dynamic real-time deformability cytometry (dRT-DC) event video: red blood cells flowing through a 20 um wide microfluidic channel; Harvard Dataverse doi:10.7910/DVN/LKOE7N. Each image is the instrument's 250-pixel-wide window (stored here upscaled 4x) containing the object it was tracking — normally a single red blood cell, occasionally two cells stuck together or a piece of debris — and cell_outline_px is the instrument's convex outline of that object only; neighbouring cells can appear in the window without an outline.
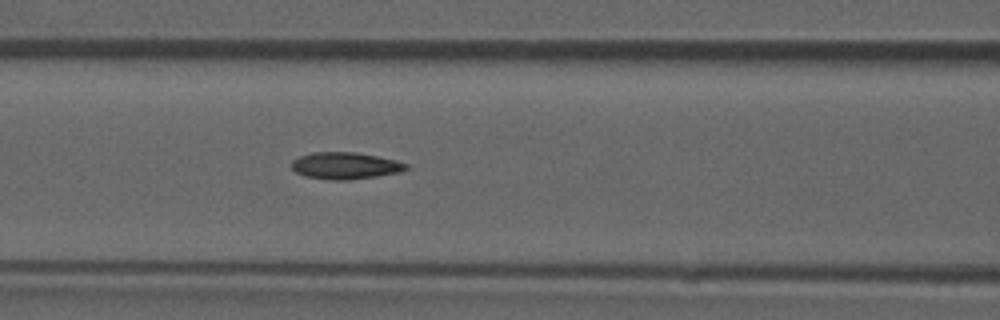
{"species": "common noctule bat (a hibernating species)", "species_latin": "Nyctalus noctula", "temperature_condition": "room temperature", "stored_images_in_passage": 39, "camera_frame_rate_fps": 3000, "um_per_image_px": 0.085, "animal": {"sex": "male", "forearm_length_mm": 52.5}, "frame": {"image": 1, "passage_image": 12, "time_ms": 3.667, "image_size_px": [1000, 320], "cell_outline_px": [[408, 168], [400, 172], [376, 176], [348, 180], [332, 180], [304, 176], [296, 172], [292, 168], [292, 160], [300, 156], [312, 152], [356, 152], [396, 160], [408, 164]], "centroid_in_image_um": [29.34, 14.08], "position_along_channel_um": 137.3, "area_um2": 17.86}}
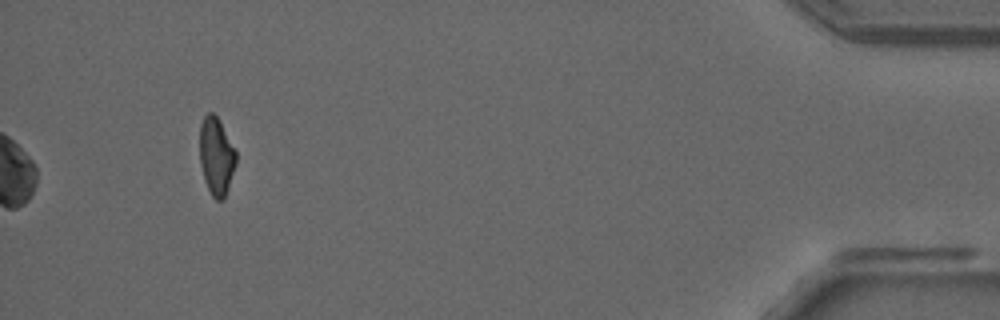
{"frame": {"image": 2, "passage_image": 39, "time_ms": 12.667, "image_size_px": [1000, 320], "cell_outline_px": [[236, 164], [224, 200], [216, 200], [212, 196], [204, 180], [200, 164], [200, 124], [204, 116], [208, 112], [212, 112], [220, 120], [236, 152]], "centroid_in_image_um": [18.38, 13.28], "position_along_channel_um": 416.8, "area_um2": 16.47}, "authors_computed_cell_mechanics": {"area_um2": 18.0336, "velocity_mm_per_s": 3.9166, "shape_relaxation_time_tau1_ms": null, "shape_relaxation_time_tau2_ms": 2.1615, "deformation_change_tau1": null, "deformation_change_tau2": 0.0808}}